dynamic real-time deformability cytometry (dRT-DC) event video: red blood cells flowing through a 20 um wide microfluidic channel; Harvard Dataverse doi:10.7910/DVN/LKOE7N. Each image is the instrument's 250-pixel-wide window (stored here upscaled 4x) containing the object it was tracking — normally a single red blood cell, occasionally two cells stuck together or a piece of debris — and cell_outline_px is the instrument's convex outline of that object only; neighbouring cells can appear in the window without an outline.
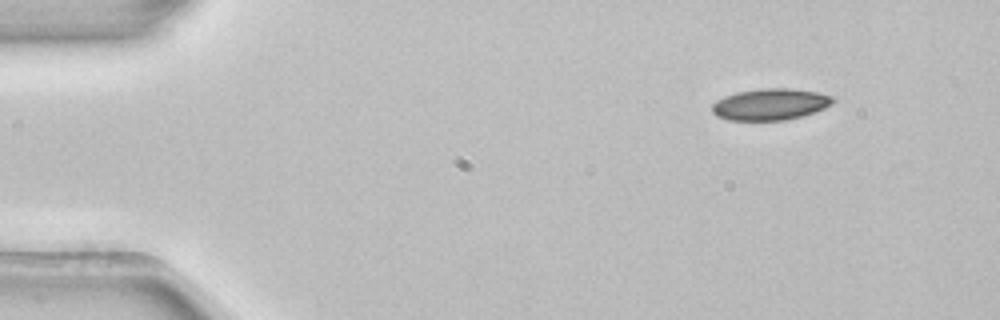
{"species": "common noctule bat (a hibernating species)", "species_latin": "Nyctalus noctula", "temperature_condition": "room temperature", "stored_images_in_passage": 3, "camera_frame_rate_fps": 3000, "um_per_image_px": 0.085, "animal": {"sex": "female", "body_mass_g": 22.7, "forearm_length_mm": 54.2}, "frame": {"image": 1, "passage_image": 1, "time_ms": 0.0, "image_size_px": [1000, 320], "cell_outline_px": [[836, 100], [832, 104], [816, 112], [804, 116], [784, 120], [728, 120], [716, 116], [712, 112], [712, 104], [716, 100], [724, 96], [736, 92], [760, 88], [792, 88], [816, 92], [832, 96]], "centroid_in_image_um": [65.48, 8.86], "position_along_channel_um": 19.5, "area_um2": 22.43}}
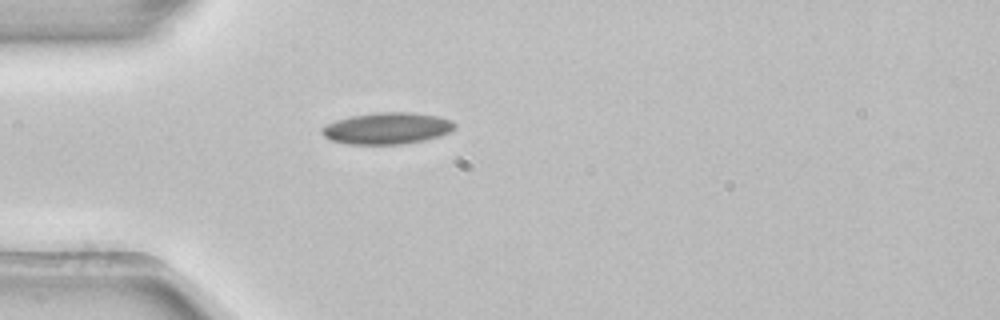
{"frame": {"image": 2, "passage_image": 3, "time_ms": 0.667, "image_size_px": [1000, 320], "cell_outline_px": [[456, 128], [440, 136], [424, 140], [400, 144], [348, 144], [328, 140], [320, 132], [320, 128], [336, 120], [352, 116], [376, 112], [412, 112], [436, 116], [452, 120], [456, 124]], "centroid_in_image_um": [32.89, 10.91], "position_along_channel_um": 52.1, "area_um2": 24.51}}